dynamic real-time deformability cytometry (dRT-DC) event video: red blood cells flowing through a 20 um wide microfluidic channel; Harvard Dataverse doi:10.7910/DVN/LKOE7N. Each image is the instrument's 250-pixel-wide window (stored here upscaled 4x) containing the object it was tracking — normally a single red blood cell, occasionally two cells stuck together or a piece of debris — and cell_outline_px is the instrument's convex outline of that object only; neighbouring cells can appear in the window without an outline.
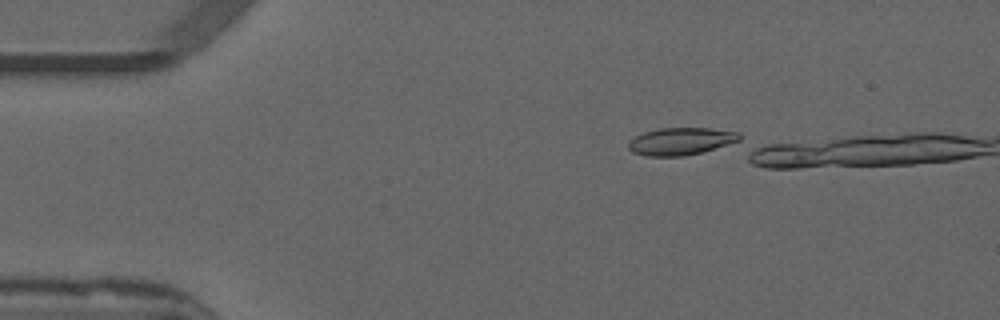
{"species": "common noctule bat (a hibernating species)", "species_latin": "Nyctalus noctula", "temperature_condition": "warm", "stored_images_in_passage": 1, "camera_frame_rate_fps": 3000, "um_per_image_px": 0.085, "animal": {"sex": "male", "forearm_length_mm": 52.5}, "frame": {"image": 1, "passage_image": 1, "time_ms": 0.0, "image_size_px": [1000, 320], "cell_outline_px": [[740, 144], [684, 156], [644, 156], [632, 152], [628, 148], [628, 140], [644, 132], [660, 128], [708, 128], [740, 132]], "centroid_in_image_um": [57.95, 12.02], "position_along_channel_um": 27.0, "area_um2": 18.26}}